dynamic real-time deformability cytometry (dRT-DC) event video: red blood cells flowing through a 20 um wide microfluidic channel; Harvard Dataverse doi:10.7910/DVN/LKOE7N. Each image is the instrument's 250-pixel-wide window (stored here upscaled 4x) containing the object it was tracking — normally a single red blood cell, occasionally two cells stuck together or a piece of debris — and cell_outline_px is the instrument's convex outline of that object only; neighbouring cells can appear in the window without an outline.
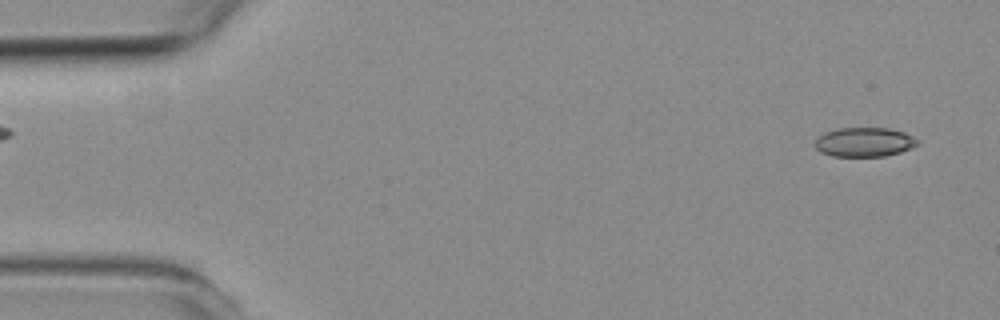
{"species": "common noctule bat (a hibernating species)", "species_latin": "Nyctalus noctula", "temperature_condition": "room temperature", "stored_images_in_passage": 2, "camera_frame_rate_fps": 3000, "um_per_image_px": 0.085, "animal": {"sex": "female", "body_mass_g": 19.3, "forearm_length_mm": 54.1}, "frame": {"image": 1, "passage_image": 2, "time_ms": 1.333, "image_size_px": [1000, 320], "cell_outline_px": [[920, 140], [912, 148], [900, 152], [884, 156], [832, 156], [820, 152], [816, 148], [816, 140], [824, 132], [836, 128], [888, 128], [904, 132]], "centroid_in_image_um": [73.47, 12.07], "position_along_channel_um": 11.5, "area_um2": 17.46}}